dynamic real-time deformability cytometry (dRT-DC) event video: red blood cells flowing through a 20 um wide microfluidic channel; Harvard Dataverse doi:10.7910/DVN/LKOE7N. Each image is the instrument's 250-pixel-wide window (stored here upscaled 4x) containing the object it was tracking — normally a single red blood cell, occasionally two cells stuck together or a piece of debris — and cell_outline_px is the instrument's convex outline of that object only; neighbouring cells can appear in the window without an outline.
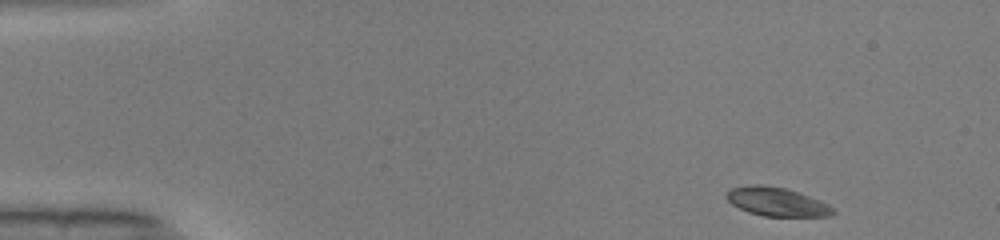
{"species": "common noctule bat (a hibernating species)", "species_latin": "Nyctalus noctula", "temperature_condition": "warm", "stored_images_in_passage": 46, "camera_frame_rate_fps": 3000, "um_per_image_px": 0.085, "animal": {"sex": "male", "body_mass_g": 19.0, "forearm_length_mm": 50.8}, "frame": {"image": 1, "passage_image": 1, "time_ms": 0.0, "image_size_px": [1000, 240], "cell_outline_px": [[836, 212], [832, 216], [764, 216], [748, 212], [732, 204], [724, 196], [728, 188], [752, 184], [760, 184], [784, 188], [820, 200], [828, 204]], "centroid_in_image_um": [65.98, 17.14], "position_along_channel_um": 19.0, "area_um2": 17.8}}
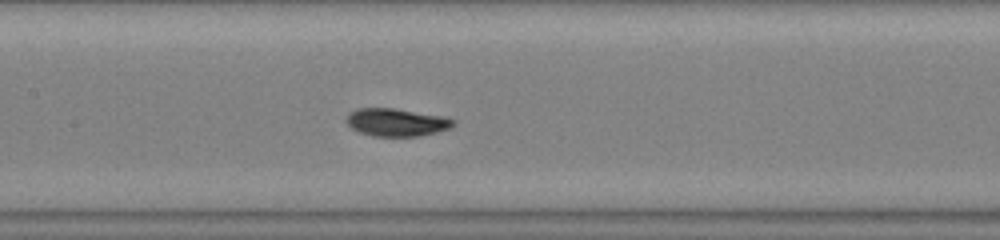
{"frame": {"image": 2, "passage_image": 20, "time_ms": 6.333, "image_size_px": [1000, 240], "cell_outline_px": [[456, 124], [452, 128], [420, 136], [372, 136], [360, 132], [352, 128], [348, 124], [348, 116], [352, 112], [360, 108], [392, 108], [440, 116], [456, 120]], "centroid_in_image_um": [33.75, 10.41], "position_along_channel_um": 173.6, "area_um2": 16.99}}
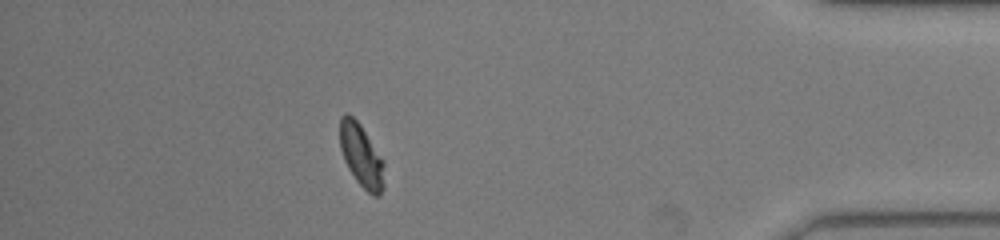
{"frame": {"image": 3, "passage_image": 40, "time_ms": 13.0, "image_size_px": [1000, 240], "cell_outline_px": [[384, 188], [380, 196], [372, 196], [356, 180], [348, 168], [344, 160], [340, 148], [340, 116], [344, 112], [348, 112], [360, 124], [384, 160]], "centroid_in_image_um": [30.72, 13.23], "position_along_channel_um": 404.5, "area_um2": 16.47}, "authors_computed_cell_mechanics": {"area_um2": 16.7909, "velocity_mm_per_s": 4.0695, "shape_relaxation_time_tau1_ms": 3.4347, "shape_relaxation_time_tau2_ms": 1.6993, "deformation_change_tau1": 0.1363, "deformation_change_tau2": 0.0567}}